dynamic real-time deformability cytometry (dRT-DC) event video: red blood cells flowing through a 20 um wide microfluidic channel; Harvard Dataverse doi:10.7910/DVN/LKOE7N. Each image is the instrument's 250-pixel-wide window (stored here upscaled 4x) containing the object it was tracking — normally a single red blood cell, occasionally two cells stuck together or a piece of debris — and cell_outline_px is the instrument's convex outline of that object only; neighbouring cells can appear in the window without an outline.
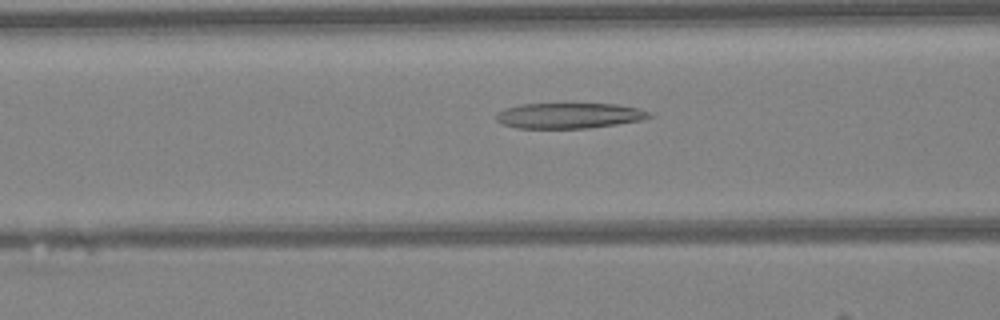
{"species": "Egyptian fruit bat (a non-hibernating species)", "species_latin": "Rousettus aegyptiacus", "temperature_condition": "warm", "stored_images_in_passage": 46, "camera_frame_rate_fps": 3000, "um_per_image_px": 0.085, "animal": {"sex": "female"}, "frame": {"image": 1, "passage_image": 18, "time_ms": 5.667, "image_size_px": [1000, 320], "cell_outline_px": [[652, 116], [644, 120], [588, 128], [516, 128], [500, 124], [496, 120], [496, 116], [504, 108], [520, 104], [616, 104], [640, 108], [652, 112]], "centroid_in_image_um": [48.4, 9.83], "position_along_channel_um": 118.2, "area_um2": 22.89}}
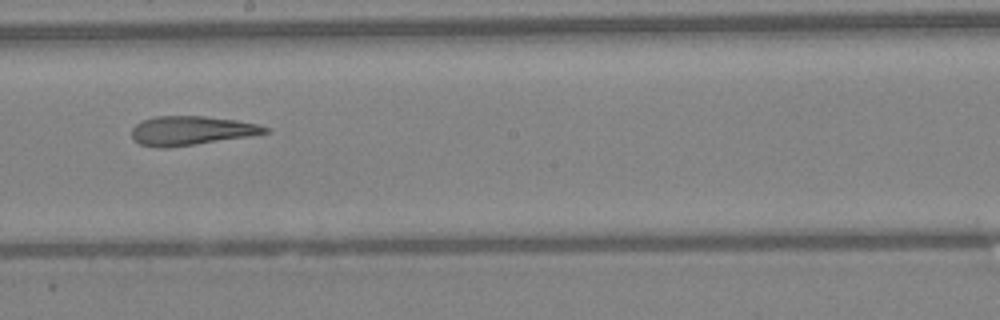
{"frame": {"image": 2, "passage_image": 26, "time_ms": 8.333, "image_size_px": [1000, 320], "cell_outline_px": [[268, 132], [252, 136], [168, 148], [156, 148], [140, 144], [132, 136], [132, 128], [136, 124], [144, 120], [156, 116], [204, 116], [236, 120], [256, 124], [268, 128]], "centroid_in_image_um": [16.24, 11.11], "position_along_channel_um": 232.0, "area_um2": 22.48}}
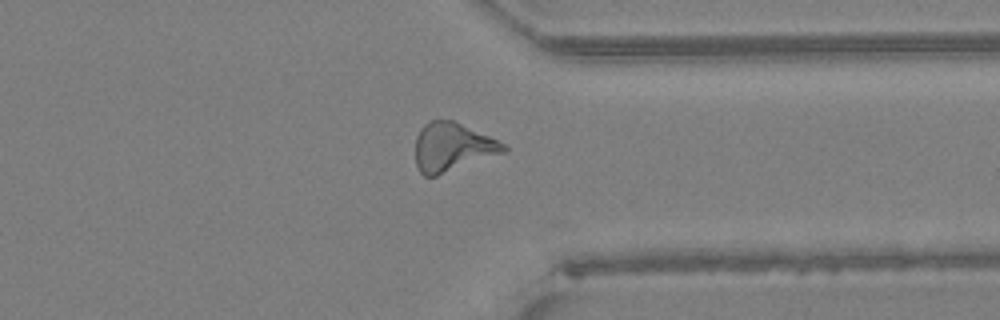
{"frame": {"image": 3, "passage_image": 36, "time_ms": 11.667, "image_size_px": [1000, 320], "cell_outline_px": [[508, 148], [504, 152], [436, 176], [424, 176], [420, 172], [416, 164], [416, 136], [420, 128], [428, 120], [452, 120], [488, 136], [504, 144]], "centroid_in_image_um": [38.4, 12.5], "position_along_channel_um": 373.0, "area_um2": 24.57}}